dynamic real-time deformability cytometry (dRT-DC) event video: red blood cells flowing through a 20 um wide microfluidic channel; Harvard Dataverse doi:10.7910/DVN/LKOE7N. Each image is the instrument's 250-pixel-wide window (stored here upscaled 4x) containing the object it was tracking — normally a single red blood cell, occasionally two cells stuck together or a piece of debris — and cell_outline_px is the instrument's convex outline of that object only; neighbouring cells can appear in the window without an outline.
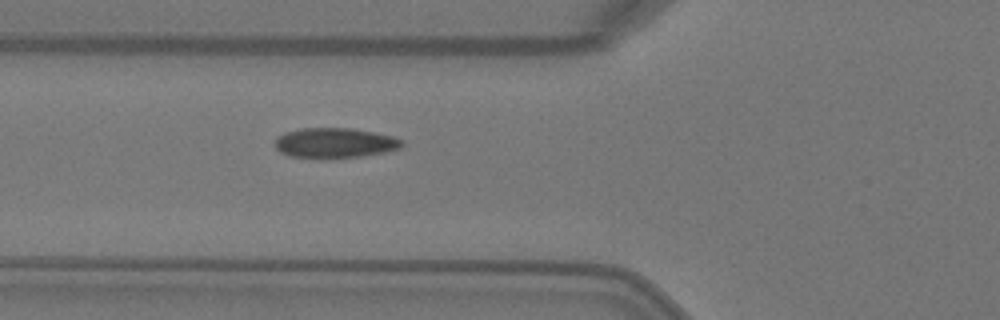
{"species": "Egyptian fruit bat (a non-hibernating species)", "species_latin": "Rousettus aegyptiacus", "temperature_condition": "warm", "stored_images_in_passage": 5, "camera_frame_rate_fps": 3000, "um_per_image_px": 0.085, "animal": {"sex": "female"}, "frame": {"image": 1, "passage_image": 5, "time_ms": 1.333, "image_size_px": [1000, 320], "cell_outline_px": [[404, 144], [400, 148], [384, 152], [360, 156], [328, 160], [320, 160], [288, 156], [280, 152], [276, 148], [276, 136], [284, 132], [300, 128], [352, 128], [392, 136], [400, 140]], "centroid_in_image_um": [28.38, 12.17], "position_along_channel_um": 97.4, "area_um2": 22.72}}